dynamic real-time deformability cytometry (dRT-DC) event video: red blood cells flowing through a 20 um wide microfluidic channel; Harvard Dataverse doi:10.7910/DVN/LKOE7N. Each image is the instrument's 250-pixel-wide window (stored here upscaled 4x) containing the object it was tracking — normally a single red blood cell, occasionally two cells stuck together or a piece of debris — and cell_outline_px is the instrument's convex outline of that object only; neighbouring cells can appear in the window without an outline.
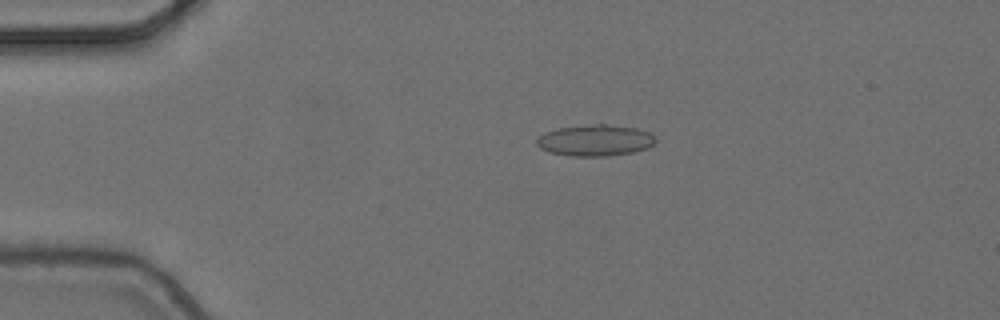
{"species": "common noctule bat (a hibernating species)", "species_latin": "Nyctalus noctula", "temperature_condition": "cold", "stored_images_in_passage": 4, "camera_frame_rate_fps": 3000, "um_per_image_px": 0.085, "animal": {"sex": "female", "body_mass_g": 24.6, "forearm_length_mm": 56.2}, "frame": {"image": 1, "passage_image": 2, "time_ms": 0.333, "image_size_px": [1000, 320], "cell_outline_px": [[656, 140], [648, 148], [632, 152], [604, 156], [568, 156], [548, 152], [540, 148], [536, 144], [536, 140], [544, 132], [556, 128], [596, 124], [604, 124], [636, 128], [648, 132]], "centroid_in_image_um": [50.53, 11.93], "position_along_channel_um": 34.5, "area_um2": 21.56}}
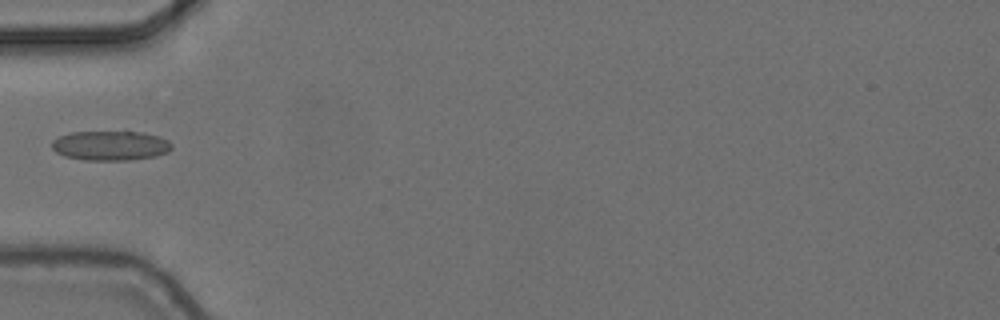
{"frame": {"image": 2, "passage_image": 4, "time_ms": 1.0, "image_size_px": [1000, 320], "cell_outline_px": [[172, 148], [168, 152], [156, 156], [128, 160], [84, 160], [64, 156], [56, 152], [52, 148], [52, 140], [60, 136], [72, 132], [144, 132], [160, 136], [168, 140], [172, 144]], "centroid_in_image_um": [9.41, 12.38], "position_along_channel_um": 75.6, "area_um2": 20.75}}